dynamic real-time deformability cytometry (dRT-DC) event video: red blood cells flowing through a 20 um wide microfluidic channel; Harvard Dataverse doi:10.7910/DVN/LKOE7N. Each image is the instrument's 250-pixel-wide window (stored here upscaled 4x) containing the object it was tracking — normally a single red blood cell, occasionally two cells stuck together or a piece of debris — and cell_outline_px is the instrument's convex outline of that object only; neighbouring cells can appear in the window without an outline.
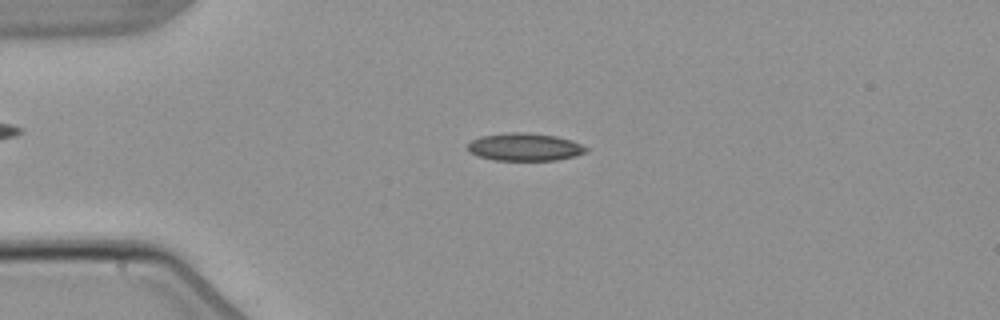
{"species": "common noctule bat (a hibernating species)", "species_latin": "Nyctalus noctula", "temperature_condition": "warm", "stored_images_in_passage": 7, "camera_frame_rate_fps": 3000, "um_per_image_px": 0.085, "animal": {"sex": "male", "body_mass_g": 21.5, "forearm_length_mm": 52.0}, "frame": {"image": 1, "passage_image": 2, "time_ms": 2.333, "image_size_px": [1000, 320], "cell_outline_px": [[588, 148], [584, 152], [576, 156], [556, 160], [496, 160], [480, 156], [468, 152], [468, 144], [472, 140], [480, 136], [512, 132], [528, 132], [556, 136], [572, 140]], "centroid_in_image_um": [44.6, 12.49], "position_along_channel_um": 40.4, "area_um2": 19.02}}
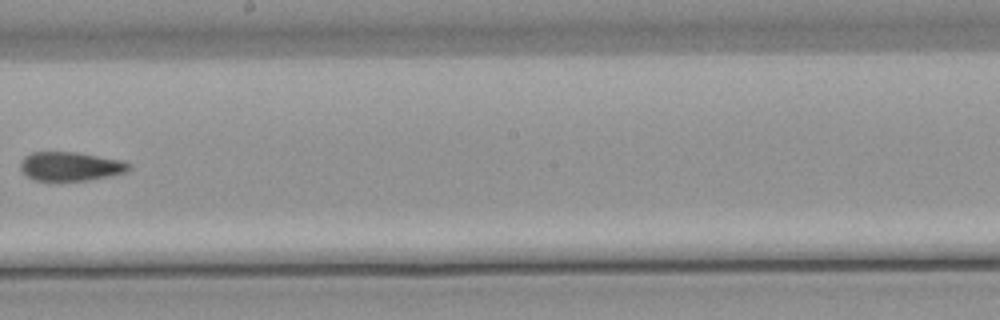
{"frame": {"image": 2, "passage_image": 7, "time_ms": 8.333, "image_size_px": [1000, 320], "cell_outline_px": [[132, 168], [124, 172], [108, 176], [88, 180], [32, 180], [20, 168], [20, 160], [24, 156], [32, 152], [76, 152], [124, 160], [132, 164]], "centroid_in_image_um": [6.0, 14.12], "position_along_channel_um": 242.2, "area_um2": 18.32}}